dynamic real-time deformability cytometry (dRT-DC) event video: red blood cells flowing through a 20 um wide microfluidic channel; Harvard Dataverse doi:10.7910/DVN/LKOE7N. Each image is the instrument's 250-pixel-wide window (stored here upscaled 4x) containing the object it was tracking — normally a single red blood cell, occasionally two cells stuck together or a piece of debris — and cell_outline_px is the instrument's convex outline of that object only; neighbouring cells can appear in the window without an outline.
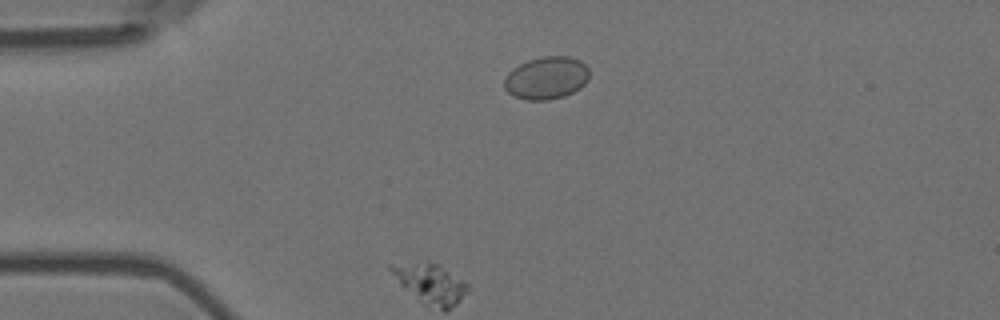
{"species": "Egyptian fruit bat (a non-hibernating species)", "species_latin": "Rousettus aegyptiacus", "temperature_condition": "room temperature", "stored_images_in_passage": 2, "camera_frame_rate_fps": 3000, "um_per_image_px": 0.085, "animal": {"sex": "female"}, "frame": {"image": 1, "passage_image": 1, "time_ms": 0.0, "image_size_px": [1000, 320], "cell_outline_px": [[588, 80], [580, 88], [564, 96], [548, 100], [528, 100], [512, 96], [504, 88], [504, 80], [508, 72], [512, 68], [528, 60], [540, 56], [568, 56], [580, 60], [588, 68]], "centroid_in_image_um": [46.42, 6.62], "position_along_channel_um": 38.6, "area_um2": 21.21}}
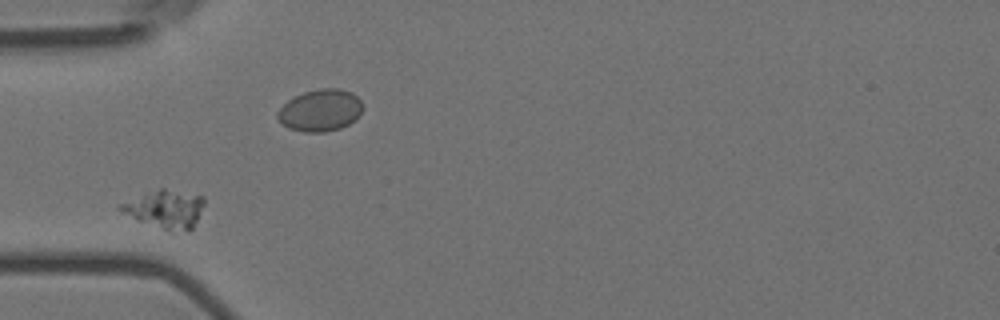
{"frame": {"image": 2, "passage_image": 2, "time_ms": 0.333, "image_size_px": [1000, 320], "cell_outline_px": [[204, 204], [192, 228], [188, 232], [172, 232], [136, 220], [116, 208], [116, 204], [160, 188], [164, 188], [204, 196]], "centroid_in_image_um": [14.02, 17.78], "position_along_channel_um": 71.0, "area_um2": 18.67}}